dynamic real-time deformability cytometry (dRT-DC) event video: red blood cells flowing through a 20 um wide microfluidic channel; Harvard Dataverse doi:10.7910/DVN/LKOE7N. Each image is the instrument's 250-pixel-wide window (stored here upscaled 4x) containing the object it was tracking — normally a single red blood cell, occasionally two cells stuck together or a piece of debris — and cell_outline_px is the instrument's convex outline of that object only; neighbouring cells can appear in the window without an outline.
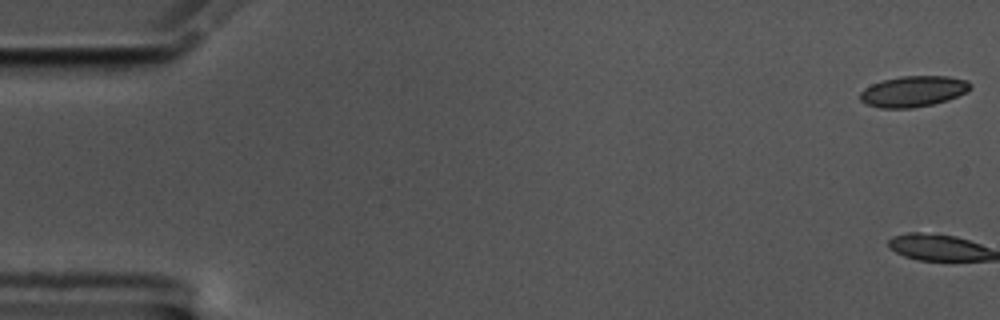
{"species": "common noctule bat (a hibernating species)", "species_latin": "Nyctalus noctula", "temperature_condition": "cold", "stored_images_in_passage": 2, "camera_frame_rate_fps": 3000, "um_per_image_px": 0.085, "animal": {"sex": "male", "body_mass_g": 17.5, "forearm_length_mm": 52.3}, "frame": {"image": 1, "passage_image": 1, "time_ms": 0.0, "image_size_px": [1000, 320], "cell_outline_px": [[972, 88], [968, 92], [948, 100], [932, 104], [912, 108], [880, 108], [868, 104], [860, 100], [860, 92], [864, 88], [872, 84], [884, 80], [900, 76], [948, 76], [968, 80], [972, 84]], "centroid_in_image_um": [77.67, 7.76], "position_along_channel_um": 7.3, "area_um2": 19.94}}